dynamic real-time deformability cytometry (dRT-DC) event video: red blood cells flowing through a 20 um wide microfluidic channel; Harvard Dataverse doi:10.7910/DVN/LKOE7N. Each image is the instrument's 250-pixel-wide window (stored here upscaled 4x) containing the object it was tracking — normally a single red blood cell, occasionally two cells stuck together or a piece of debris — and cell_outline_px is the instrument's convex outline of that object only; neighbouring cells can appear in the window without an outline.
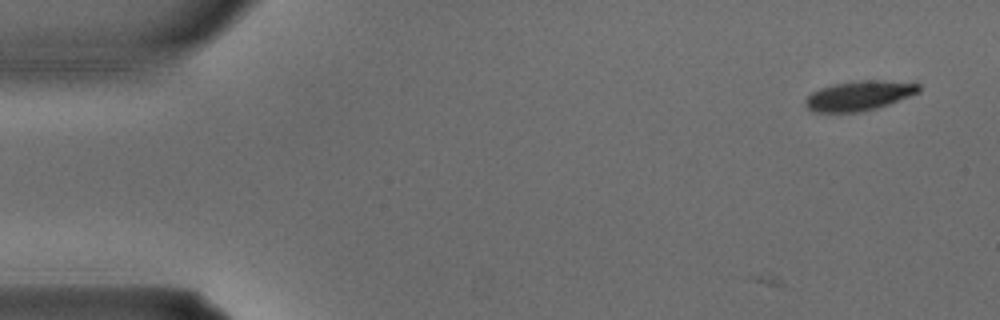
{"species": "common noctule bat (a hibernating species)", "species_latin": "Nyctalus noctula", "temperature_condition": "warm", "stored_images_in_passage": 3, "camera_frame_rate_fps": 3000, "um_per_image_px": 0.085, "animal": {"sex": "male", "body_mass_g": 15.6}, "frame": {"image": 1, "passage_image": 1, "time_ms": 0.0, "image_size_px": [1000, 320], "cell_outline_px": [[920, 92], [888, 104], [876, 108], [856, 112], [812, 112], [804, 104], [804, 100], [812, 92], [820, 88], [832, 84], [860, 80], [880, 80], [920, 84]], "centroid_in_image_um": [72.99, 8.13], "position_along_channel_um": 12.0, "area_um2": 19.54}}